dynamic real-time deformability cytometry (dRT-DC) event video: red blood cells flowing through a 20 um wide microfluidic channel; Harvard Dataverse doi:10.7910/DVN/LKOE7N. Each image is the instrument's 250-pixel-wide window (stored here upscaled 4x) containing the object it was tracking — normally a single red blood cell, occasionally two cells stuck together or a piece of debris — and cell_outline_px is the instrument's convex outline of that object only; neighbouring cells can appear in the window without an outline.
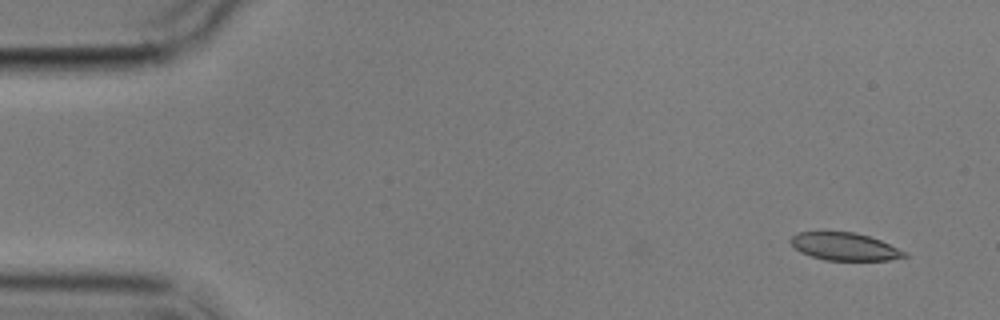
{"species": "common noctule bat (a hibernating species)", "species_latin": "Nyctalus noctula", "temperature_condition": "cold", "stored_images_in_passage": 4, "camera_frame_rate_fps": 3000, "um_per_image_px": 0.085, "animal": {"sex": "male", "body_mass_g": 17.9}, "frame": {"image": 1, "passage_image": 1, "time_ms": 0.0, "image_size_px": [1000, 320], "cell_outline_px": [[908, 256], [888, 260], [824, 260], [800, 252], [788, 240], [792, 236], [800, 232], [856, 232], [880, 240], [908, 252]], "centroid_in_image_um": [71.81, 20.96], "position_along_channel_um": 13.2, "area_um2": 18.26}}
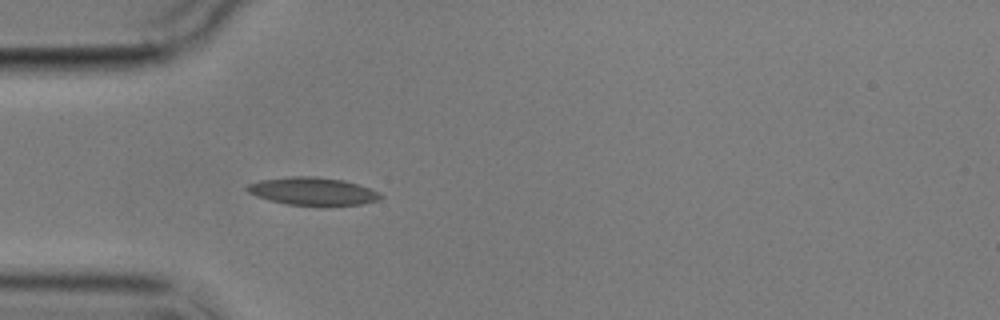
{"frame": {"image": 2, "passage_image": 4, "time_ms": 4.333, "image_size_px": [1000, 320], "cell_outline_px": [[384, 196], [376, 200], [360, 204], [328, 208], [320, 208], [288, 204], [256, 196], [248, 192], [244, 188], [248, 184], [260, 180], [292, 176], [312, 176], [344, 180], [380, 192]], "centroid_in_image_um": [26.6, 16.29], "position_along_channel_um": 58.4, "area_um2": 22.14}}